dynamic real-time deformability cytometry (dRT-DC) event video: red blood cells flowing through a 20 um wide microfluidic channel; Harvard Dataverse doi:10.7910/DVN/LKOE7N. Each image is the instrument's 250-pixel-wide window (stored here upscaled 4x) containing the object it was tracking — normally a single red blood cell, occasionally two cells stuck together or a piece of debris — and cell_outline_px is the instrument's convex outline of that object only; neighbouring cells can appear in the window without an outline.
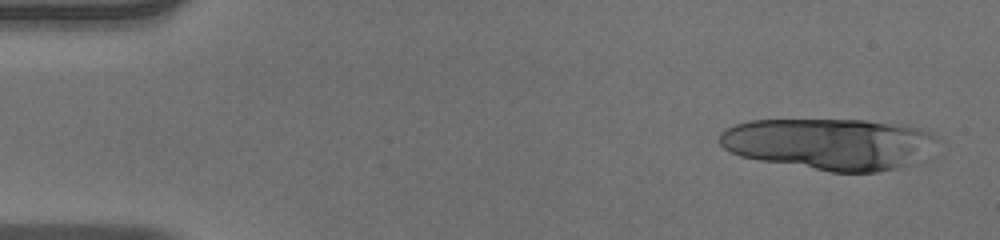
{"species": "human", "species_latin": "Homo sapiens", "temperature_condition": "warm", "stored_images_in_passage": 16, "camera_frame_rate_fps": 3000, "um_per_image_px": 0.085, "donor": {"sex": "male"}, "frame": {"image": 1, "passage_image": 3, "time_ms": 0.667, "image_size_px": [1000, 240], "cell_outline_px": [[940, 140], [916, 164], [876, 172], [832, 172], [760, 160], [740, 156], [724, 148], [720, 144], [720, 132], [736, 124], [752, 120], [864, 120], [920, 128], [932, 132]], "centroid_in_image_um": [70.55, 12.24], "position_along_channel_um": 14.4, "area_um2": 65.26}}
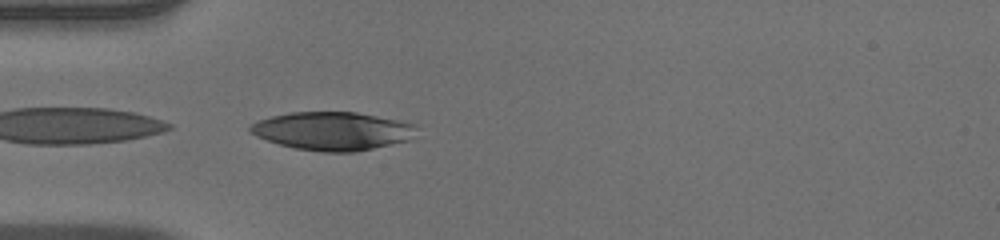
{"frame": {"image": 2, "passage_image": 16, "time_ms": 5.0, "image_size_px": [1000, 240], "cell_outline_px": [[416, 124], [408, 140], [356, 152], [324, 152], [296, 148], [280, 144], [256, 136], [248, 128], [256, 120], [288, 112], [356, 112]], "centroid_in_image_um": [28.21, 11.13], "position_along_channel_um": 56.8, "area_um2": 36.59}}